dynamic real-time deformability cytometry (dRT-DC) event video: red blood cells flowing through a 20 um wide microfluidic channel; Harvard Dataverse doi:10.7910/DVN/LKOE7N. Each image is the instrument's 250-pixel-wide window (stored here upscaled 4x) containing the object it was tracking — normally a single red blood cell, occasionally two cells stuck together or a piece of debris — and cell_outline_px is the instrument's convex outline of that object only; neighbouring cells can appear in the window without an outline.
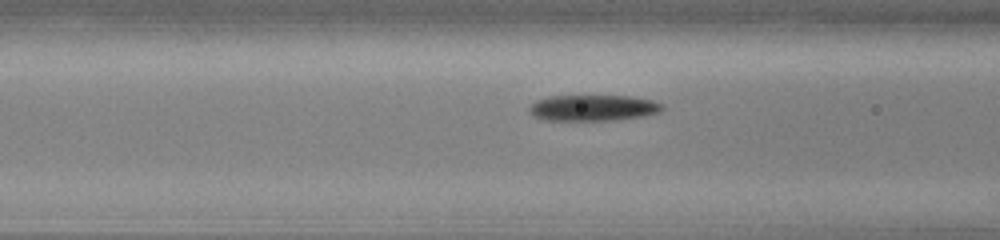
{"species": "common noctule bat (a hibernating species)", "species_latin": "Nyctalus noctula", "temperature_condition": "cold", "stored_images_in_passage": 13, "camera_frame_rate_fps": 3000, "um_per_image_px": 0.085, "animal": {"sex": "male", "body_mass_g": 13.0, "forearm_length_mm": 53.1}, "frame": {"image": 1, "passage_image": 11, "time_ms": 3.333, "image_size_px": [1000, 240], "cell_outline_px": [[664, 108], [660, 112], [644, 116], [616, 120], [544, 120], [532, 116], [528, 108], [536, 100], [548, 96], [632, 96], [652, 100], [664, 104]], "centroid_in_image_um": [50.43, 9.17], "position_along_channel_um": 116.2, "area_um2": 20.35}}